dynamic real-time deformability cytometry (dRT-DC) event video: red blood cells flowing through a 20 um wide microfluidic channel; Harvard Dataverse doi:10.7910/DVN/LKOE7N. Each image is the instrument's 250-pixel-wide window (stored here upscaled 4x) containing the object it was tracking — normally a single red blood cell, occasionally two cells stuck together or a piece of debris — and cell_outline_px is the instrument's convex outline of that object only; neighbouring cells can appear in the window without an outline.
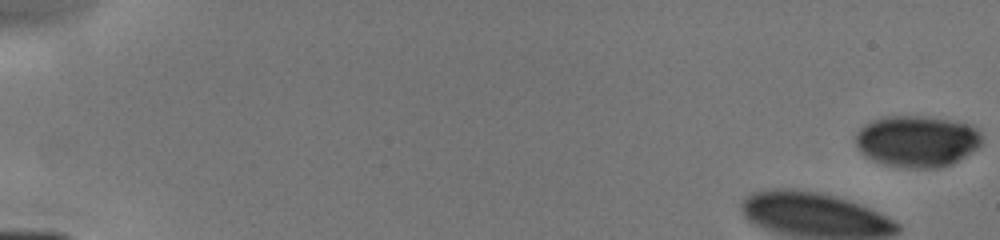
{"species": "human", "species_latin": "Homo sapiens", "temperature_condition": "cold", "stored_images_in_passage": 28, "camera_frame_rate_fps": 3000, "um_per_image_px": 0.085, "donor": {"sex": "male"}, "frame": {"image": 1, "passage_image": 1, "time_ms": 0.0, "image_size_px": [1000, 240], "cell_outline_px": [[980, 148], [952, 164], [936, 168], [908, 168], [884, 164], [872, 160], [864, 156], [856, 148], [856, 132], [864, 124], [872, 120], [888, 116], [920, 116], [948, 120], [968, 124], [976, 128], [980, 132]], "centroid_in_image_um": [77.92, 12.02], "position_along_channel_um": 7.1, "area_um2": 38.03}}